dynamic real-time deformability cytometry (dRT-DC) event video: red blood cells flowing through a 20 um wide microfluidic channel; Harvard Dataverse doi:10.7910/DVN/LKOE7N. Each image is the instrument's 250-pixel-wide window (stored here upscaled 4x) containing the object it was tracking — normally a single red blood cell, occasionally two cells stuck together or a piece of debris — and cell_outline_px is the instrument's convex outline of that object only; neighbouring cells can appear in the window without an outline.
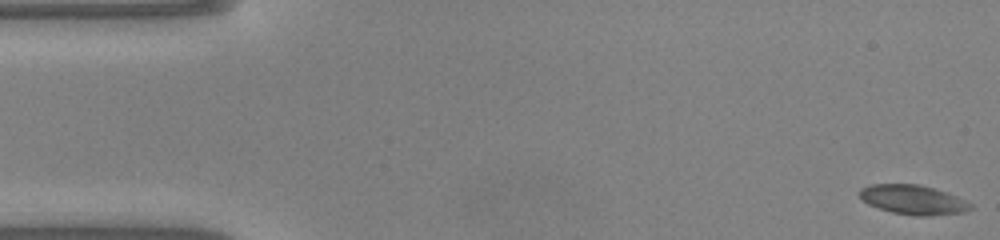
{"species": "common noctule bat (a hibernating species)", "species_latin": "Nyctalus noctula", "temperature_condition": "warm", "stored_images_in_passage": 49, "camera_frame_rate_fps": 3000, "um_per_image_px": 0.085, "animal": {"sex": "male", "body_mass_g": 20.0, "forearm_length_mm": 53.3}, "frame": {"image": 1, "passage_image": 1, "time_ms": 0.0, "image_size_px": [1000, 240], "cell_outline_px": [[972, 208], [964, 212], [928, 216], [916, 216], [892, 212], [868, 204], [860, 196], [860, 188], [868, 184], [920, 184], [948, 192], [972, 204]], "centroid_in_image_um": [77.62, 16.97], "position_along_channel_um": 7.4, "area_um2": 19.02}}
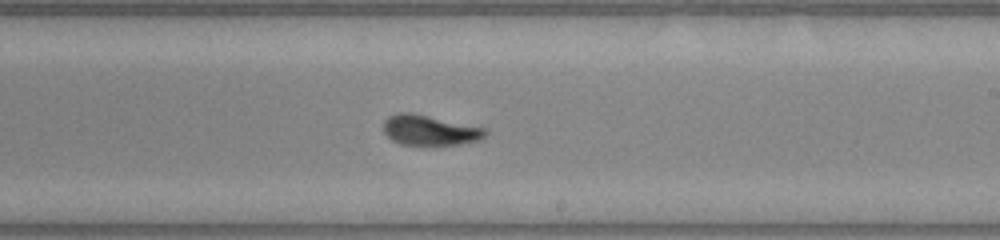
{"frame": {"image": 2, "passage_image": 28, "time_ms": 9.0, "image_size_px": [1000, 240], "cell_outline_px": [[488, 132], [480, 140], [460, 144], [400, 144], [392, 140], [384, 132], [384, 120], [388, 116], [400, 112], [412, 112], [484, 128]], "centroid_in_image_um": [36.5, 11.05], "position_along_channel_um": 252.5, "area_um2": 17.69}}
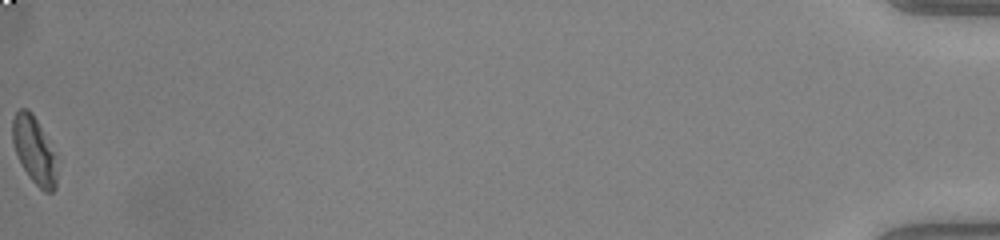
{"frame": {"image": 3, "passage_image": 49, "time_ms": 16.0, "image_size_px": [1000, 240], "cell_outline_px": [[56, 188], [52, 192], [44, 192], [28, 176], [16, 152], [12, 140], [12, 120], [16, 112], [20, 108], [28, 108], [32, 112], [52, 152], [56, 176]], "centroid_in_image_um": [2.86, 12.76], "position_along_channel_um": 432.3, "area_um2": 16.53}, "authors_computed_cell_mechanics": {"area_um2": 17.7446, "velocity_mm_per_s": 4.1158, "shape_relaxation_time_tau1_ms": 3.8889, "shape_relaxation_time_tau2_ms": 1.5537, "deformation_change_tau1": 0.1709, "deformation_change_tau2": 0.0569}}